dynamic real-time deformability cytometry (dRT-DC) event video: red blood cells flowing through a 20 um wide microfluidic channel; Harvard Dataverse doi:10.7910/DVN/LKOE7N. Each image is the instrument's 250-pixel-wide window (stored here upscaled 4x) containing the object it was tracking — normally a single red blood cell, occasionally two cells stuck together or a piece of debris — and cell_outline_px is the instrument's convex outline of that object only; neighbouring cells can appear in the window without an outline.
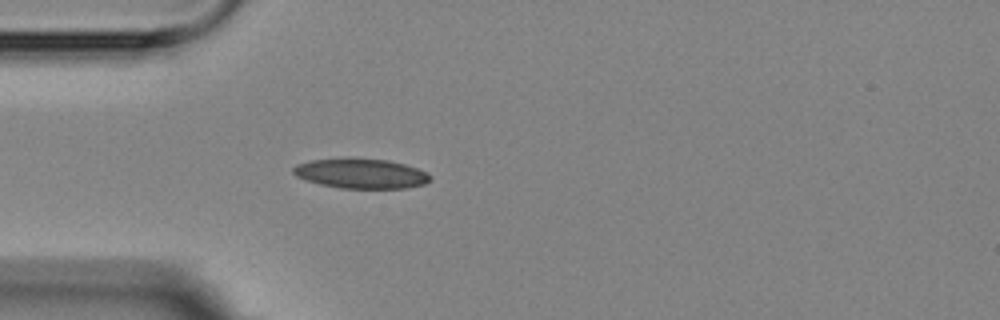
{"species": "Egyptian fruit bat (a non-hibernating species)", "species_latin": "Rousettus aegyptiacus", "temperature_condition": "room temperature", "stored_images_in_passage": 5, "camera_frame_rate_fps": 3000, "um_per_image_px": 0.085, "animal": {"sex": "female"}, "frame": {"image": 1, "passage_image": 5, "time_ms": 4.667, "image_size_px": [1000, 320], "cell_outline_px": [[432, 180], [424, 184], [404, 188], [340, 188], [320, 184], [296, 176], [292, 172], [292, 168], [296, 164], [312, 160], [348, 156], [388, 160], [404, 164], [428, 172], [432, 176]], "centroid_in_image_um": [30.68, 14.72], "position_along_channel_um": 54.3, "area_um2": 24.28}}